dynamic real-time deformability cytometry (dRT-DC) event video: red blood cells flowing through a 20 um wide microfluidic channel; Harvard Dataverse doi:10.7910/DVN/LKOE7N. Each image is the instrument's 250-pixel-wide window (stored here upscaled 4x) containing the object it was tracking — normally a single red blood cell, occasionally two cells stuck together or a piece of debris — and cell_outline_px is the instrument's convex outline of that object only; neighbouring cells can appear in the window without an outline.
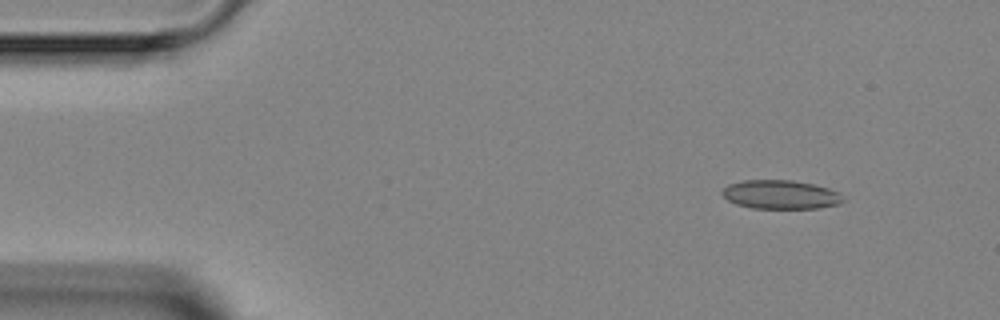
{"species": "Egyptian fruit bat (a non-hibernating species)", "species_latin": "Rousettus aegyptiacus", "temperature_condition": "room temperature", "stored_images_in_passage": 6, "camera_frame_rate_fps": 3000, "um_per_image_px": 0.085, "animal": {"sex": "female"}, "frame": {"image": 1, "passage_image": 1, "time_ms": 0.0, "image_size_px": [1000, 320], "cell_outline_px": [[844, 200], [840, 204], [820, 208], [752, 208], [736, 204], [728, 200], [720, 192], [728, 184], [744, 180], [792, 180], [812, 184], [828, 188], [840, 192]], "centroid_in_image_um": [66.36, 16.54], "position_along_channel_um": 18.6, "area_um2": 20.35}}
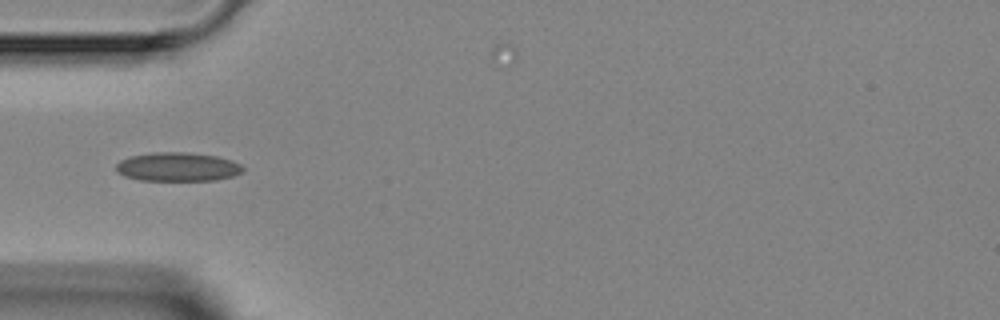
{"frame": {"image": 2, "passage_image": 4, "time_ms": 3.333, "image_size_px": [1000, 320], "cell_outline_px": [[244, 172], [232, 176], [216, 180], [140, 180], [124, 176], [116, 168], [116, 164], [120, 160], [132, 156], [156, 152], [184, 152], [216, 156], [232, 160], [240, 164], [244, 168]], "centroid_in_image_um": [15.13, 14.18], "position_along_channel_um": 69.9, "area_um2": 21.15}}
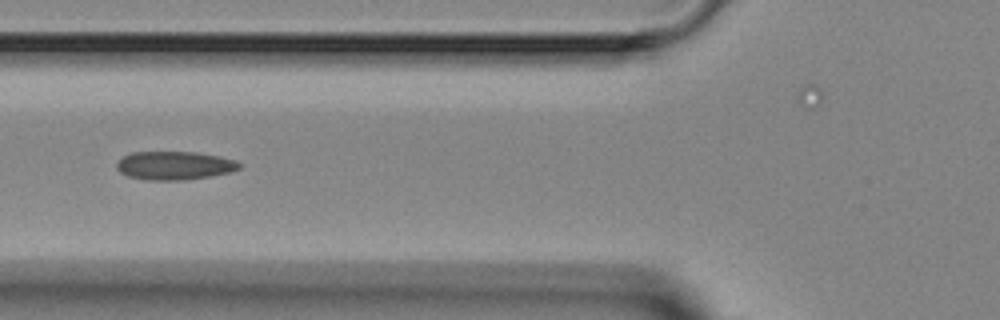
{"frame": {"image": 3, "passage_image": 5, "time_ms": 4.333, "image_size_px": [1000, 320], "cell_outline_px": [[240, 168], [228, 172], [208, 176], [180, 180], [148, 180], [128, 176], [120, 172], [116, 168], [116, 164], [124, 156], [132, 152], [196, 152], [220, 156], [236, 160], [240, 164]], "centroid_in_image_um": [14.81, 14.06], "position_along_channel_um": 111.0, "area_um2": 20.11}}